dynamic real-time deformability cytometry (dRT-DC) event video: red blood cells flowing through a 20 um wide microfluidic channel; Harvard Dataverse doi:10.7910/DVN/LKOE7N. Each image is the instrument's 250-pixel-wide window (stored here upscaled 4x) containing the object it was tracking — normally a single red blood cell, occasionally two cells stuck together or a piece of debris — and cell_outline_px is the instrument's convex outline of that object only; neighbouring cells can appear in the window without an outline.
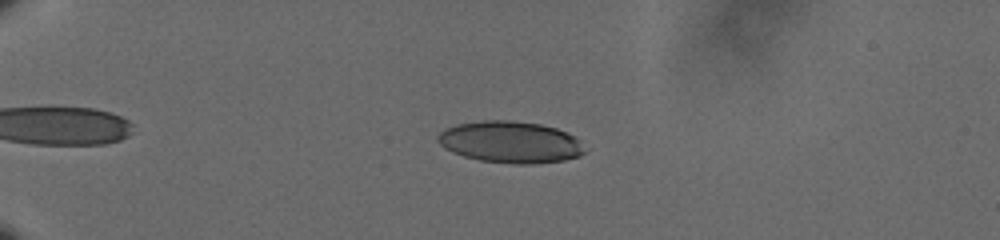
{"species": "human", "species_latin": "Homo sapiens", "temperature_condition": "cold", "stored_images_in_passage": 55, "camera_frame_rate_fps": 3000, "um_per_image_px": 0.085, "donor": {"sex": "male"}, "frame": {"image": 1, "passage_image": 12, "time_ms": 3.667, "image_size_px": [1000, 240], "cell_outline_px": [[584, 152], [580, 156], [564, 160], [532, 164], [512, 164], [480, 160], [464, 156], [452, 152], [444, 148], [436, 140], [436, 136], [440, 132], [456, 124], [484, 120], [508, 120], [540, 124], [556, 128], [580, 140]], "centroid_in_image_um": [43.35, 12.08], "position_along_channel_um": 41.7, "area_um2": 35.55}}
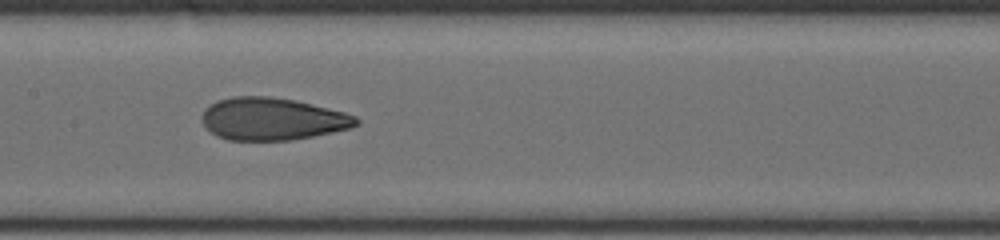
{"frame": {"image": 2, "passage_image": 29, "time_ms": 9.333, "image_size_px": [1000, 240], "cell_outline_px": [[360, 120], [352, 128], [292, 140], [228, 140], [216, 136], [204, 124], [200, 116], [204, 108], [216, 100], [232, 96], [268, 96], [296, 100], [344, 112], [356, 116]], "centroid_in_image_um": [23.12, 10.1], "position_along_channel_um": 184.3, "area_um2": 38.26}}
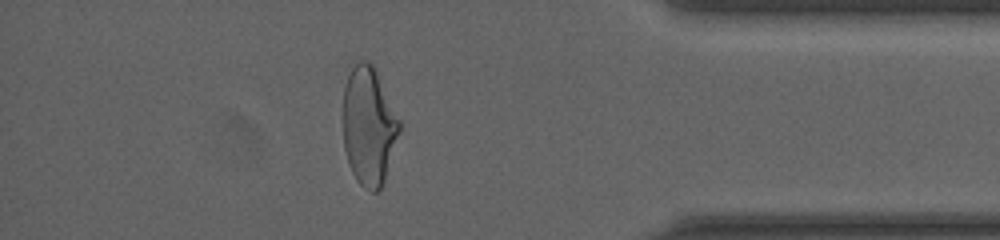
{"frame": {"image": 3, "passage_image": 49, "time_ms": 16.0, "image_size_px": [1000, 240], "cell_outline_px": [[400, 128], [384, 180], [380, 188], [376, 192], [372, 192], [364, 188], [356, 180], [348, 164], [344, 148], [344, 88], [348, 76], [352, 68], [360, 60], [368, 60], [376, 68], [400, 120]], "centroid_in_image_um": [31.34, 10.69], "position_along_channel_um": 403.9, "area_um2": 38.61}, "authors_computed_cell_mechanics": {"area_um2": 37.9168, "velocity_mm_per_s": 3.6327, "shape_relaxation_time_tau1_ms": 6.1581, "shape_relaxation_time_tau2_ms": 1.4122, "deformation_change_tau1": 0.2012, "deformation_change_tau2": 0.0865}}